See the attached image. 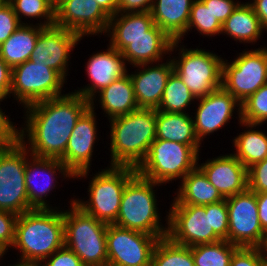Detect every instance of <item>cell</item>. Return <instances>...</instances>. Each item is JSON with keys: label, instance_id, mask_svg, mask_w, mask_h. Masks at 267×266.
<instances>
[{"label": "cell", "instance_id": "7402d4cb", "mask_svg": "<svg viewBox=\"0 0 267 266\" xmlns=\"http://www.w3.org/2000/svg\"><path fill=\"white\" fill-rule=\"evenodd\" d=\"M166 62L149 63L133 66L136 69L129 75L131 77L134 95L139 108L157 109L167 80L174 71L171 55ZM137 71V72H136Z\"/></svg>", "mask_w": 267, "mask_h": 266}, {"label": "cell", "instance_id": "bcb514c9", "mask_svg": "<svg viewBox=\"0 0 267 266\" xmlns=\"http://www.w3.org/2000/svg\"><path fill=\"white\" fill-rule=\"evenodd\" d=\"M154 0H118V13L150 12Z\"/></svg>", "mask_w": 267, "mask_h": 266}, {"label": "cell", "instance_id": "6f0895ef", "mask_svg": "<svg viewBox=\"0 0 267 266\" xmlns=\"http://www.w3.org/2000/svg\"><path fill=\"white\" fill-rule=\"evenodd\" d=\"M5 147V145L0 144V151Z\"/></svg>", "mask_w": 267, "mask_h": 266}, {"label": "cell", "instance_id": "6da1fadb", "mask_svg": "<svg viewBox=\"0 0 267 266\" xmlns=\"http://www.w3.org/2000/svg\"><path fill=\"white\" fill-rule=\"evenodd\" d=\"M89 107L90 101L73 91L29 105L24 108L19 141L33 156L61 159L78 119Z\"/></svg>", "mask_w": 267, "mask_h": 266}, {"label": "cell", "instance_id": "8992f818", "mask_svg": "<svg viewBox=\"0 0 267 266\" xmlns=\"http://www.w3.org/2000/svg\"><path fill=\"white\" fill-rule=\"evenodd\" d=\"M136 174L133 167L108 165L89 180V199L74 198V204L97 220L113 224L118 217L123 190Z\"/></svg>", "mask_w": 267, "mask_h": 266}, {"label": "cell", "instance_id": "c3c4849f", "mask_svg": "<svg viewBox=\"0 0 267 266\" xmlns=\"http://www.w3.org/2000/svg\"><path fill=\"white\" fill-rule=\"evenodd\" d=\"M258 217L262 230L267 231V192L256 193Z\"/></svg>", "mask_w": 267, "mask_h": 266}, {"label": "cell", "instance_id": "b9f144b4", "mask_svg": "<svg viewBox=\"0 0 267 266\" xmlns=\"http://www.w3.org/2000/svg\"><path fill=\"white\" fill-rule=\"evenodd\" d=\"M43 266H84L81 259L65 245L42 261Z\"/></svg>", "mask_w": 267, "mask_h": 266}, {"label": "cell", "instance_id": "7bdbcfd3", "mask_svg": "<svg viewBox=\"0 0 267 266\" xmlns=\"http://www.w3.org/2000/svg\"><path fill=\"white\" fill-rule=\"evenodd\" d=\"M7 98L0 96V105ZM9 117V118H8ZM19 140V128L11 121L10 116H7L0 107V144L9 146L15 144Z\"/></svg>", "mask_w": 267, "mask_h": 266}, {"label": "cell", "instance_id": "5bb4252c", "mask_svg": "<svg viewBox=\"0 0 267 266\" xmlns=\"http://www.w3.org/2000/svg\"><path fill=\"white\" fill-rule=\"evenodd\" d=\"M229 226L228 242L246 248H257L264 231L259 222L256 193L247 189L226 198Z\"/></svg>", "mask_w": 267, "mask_h": 266}, {"label": "cell", "instance_id": "603a6c76", "mask_svg": "<svg viewBox=\"0 0 267 266\" xmlns=\"http://www.w3.org/2000/svg\"><path fill=\"white\" fill-rule=\"evenodd\" d=\"M106 33L109 44L119 52L138 37H169L154 24L150 12L116 13L111 16Z\"/></svg>", "mask_w": 267, "mask_h": 266}, {"label": "cell", "instance_id": "f6af8a7d", "mask_svg": "<svg viewBox=\"0 0 267 266\" xmlns=\"http://www.w3.org/2000/svg\"><path fill=\"white\" fill-rule=\"evenodd\" d=\"M17 217L15 213L0 210V240L9 248L14 243Z\"/></svg>", "mask_w": 267, "mask_h": 266}, {"label": "cell", "instance_id": "8d00e7d4", "mask_svg": "<svg viewBox=\"0 0 267 266\" xmlns=\"http://www.w3.org/2000/svg\"><path fill=\"white\" fill-rule=\"evenodd\" d=\"M241 121L264 125L267 121V83L241 103Z\"/></svg>", "mask_w": 267, "mask_h": 266}, {"label": "cell", "instance_id": "d6986e66", "mask_svg": "<svg viewBox=\"0 0 267 266\" xmlns=\"http://www.w3.org/2000/svg\"><path fill=\"white\" fill-rule=\"evenodd\" d=\"M196 100L199 103L195 109L193 123L201 143L206 136H210L215 131L222 129L227 123L229 124L235 112L239 118L238 122L241 121V103L223 87Z\"/></svg>", "mask_w": 267, "mask_h": 266}, {"label": "cell", "instance_id": "d590c367", "mask_svg": "<svg viewBox=\"0 0 267 266\" xmlns=\"http://www.w3.org/2000/svg\"><path fill=\"white\" fill-rule=\"evenodd\" d=\"M195 28L200 34L205 37H214L221 35L222 24L214 17L210 8H207L201 0H194L191 6L187 31L185 35Z\"/></svg>", "mask_w": 267, "mask_h": 266}, {"label": "cell", "instance_id": "e0dca14e", "mask_svg": "<svg viewBox=\"0 0 267 266\" xmlns=\"http://www.w3.org/2000/svg\"><path fill=\"white\" fill-rule=\"evenodd\" d=\"M110 18L95 0H59L54 25L92 37L106 34Z\"/></svg>", "mask_w": 267, "mask_h": 266}, {"label": "cell", "instance_id": "484cf974", "mask_svg": "<svg viewBox=\"0 0 267 266\" xmlns=\"http://www.w3.org/2000/svg\"><path fill=\"white\" fill-rule=\"evenodd\" d=\"M179 184L172 204L204 206L224 200L198 167L190 171Z\"/></svg>", "mask_w": 267, "mask_h": 266}, {"label": "cell", "instance_id": "836d02e7", "mask_svg": "<svg viewBox=\"0 0 267 266\" xmlns=\"http://www.w3.org/2000/svg\"><path fill=\"white\" fill-rule=\"evenodd\" d=\"M150 266H195L192 250L172 242L168 237L157 242Z\"/></svg>", "mask_w": 267, "mask_h": 266}, {"label": "cell", "instance_id": "db71d44e", "mask_svg": "<svg viewBox=\"0 0 267 266\" xmlns=\"http://www.w3.org/2000/svg\"><path fill=\"white\" fill-rule=\"evenodd\" d=\"M9 247L0 240V260L3 258V256L8 252Z\"/></svg>", "mask_w": 267, "mask_h": 266}, {"label": "cell", "instance_id": "7a4b0ae2", "mask_svg": "<svg viewBox=\"0 0 267 266\" xmlns=\"http://www.w3.org/2000/svg\"><path fill=\"white\" fill-rule=\"evenodd\" d=\"M64 246L63 209H33L18 215L11 249L18 258L42 262Z\"/></svg>", "mask_w": 267, "mask_h": 266}, {"label": "cell", "instance_id": "ffe728a7", "mask_svg": "<svg viewBox=\"0 0 267 266\" xmlns=\"http://www.w3.org/2000/svg\"><path fill=\"white\" fill-rule=\"evenodd\" d=\"M126 60L122 53L114 49L110 44L107 50L93 53L85 64L86 73L90 80L83 88L74 90V93L81 95L90 101L95 95L105 87L109 86L114 80L123 77L128 73ZM92 82V83H91Z\"/></svg>", "mask_w": 267, "mask_h": 266}, {"label": "cell", "instance_id": "f35d334b", "mask_svg": "<svg viewBox=\"0 0 267 266\" xmlns=\"http://www.w3.org/2000/svg\"><path fill=\"white\" fill-rule=\"evenodd\" d=\"M21 25L12 6L5 0L0 5V45Z\"/></svg>", "mask_w": 267, "mask_h": 266}, {"label": "cell", "instance_id": "f907efd6", "mask_svg": "<svg viewBox=\"0 0 267 266\" xmlns=\"http://www.w3.org/2000/svg\"><path fill=\"white\" fill-rule=\"evenodd\" d=\"M95 1L110 17L118 13V0H95Z\"/></svg>", "mask_w": 267, "mask_h": 266}, {"label": "cell", "instance_id": "ee69618b", "mask_svg": "<svg viewBox=\"0 0 267 266\" xmlns=\"http://www.w3.org/2000/svg\"><path fill=\"white\" fill-rule=\"evenodd\" d=\"M214 17L223 24L226 19L233 13L237 6L241 3L235 0H201Z\"/></svg>", "mask_w": 267, "mask_h": 266}, {"label": "cell", "instance_id": "681fc988", "mask_svg": "<svg viewBox=\"0 0 267 266\" xmlns=\"http://www.w3.org/2000/svg\"><path fill=\"white\" fill-rule=\"evenodd\" d=\"M248 3L259 18L261 27L267 32V0H250Z\"/></svg>", "mask_w": 267, "mask_h": 266}, {"label": "cell", "instance_id": "4dcf8cb0", "mask_svg": "<svg viewBox=\"0 0 267 266\" xmlns=\"http://www.w3.org/2000/svg\"><path fill=\"white\" fill-rule=\"evenodd\" d=\"M172 43L170 37H138L130 40L121 53L127 65L158 63L169 55Z\"/></svg>", "mask_w": 267, "mask_h": 266}, {"label": "cell", "instance_id": "7dc6e473", "mask_svg": "<svg viewBox=\"0 0 267 266\" xmlns=\"http://www.w3.org/2000/svg\"><path fill=\"white\" fill-rule=\"evenodd\" d=\"M12 68L0 56V96L10 98Z\"/></svg>", "mask_w": 267, "mask_h": 266}, {"label": "cell", "instance_id": "3957f363", "mask_svg": "<svg viewBox=\"0 0 267 266\" xmlns=\"http://www.w3.org/2000/svg\"><path fill=\"white\" fill-rule=\"evenodd\" d=\"M109 123L110 166L137 168L156 139V109L139 108Z\"/></svg>", "mask_w": 267, "mask_h": 266}, {"label": "cell", "instance_id": "f546056e", "mask_svg": "<svg viewBox=\"0 0 267 266\" xmlns=\"http://www.w3.org/2000/svg\"><path fill=\"white\" fill-rule=\"evenodd\" d=\"M239 124L246 130L233 138L232 146L236 151H233L232 154L248 169L253 164L267 158V134L258 129L263 125L243 121H239Z\"/></svg>", "mask_w": 267, "mask_h": 266}, {"label": "cell", "instance_id": "60d3db41", "mask_svg": "<svg viewBox=\"0 0 267 266\" xmlns=\"http://www.w3.org/2000/svg\"><path fill=\"white\" fill-rule=\"evenodd\" d=\"M258 248L239 247L232 255L230 266H265Z\"/></svg>", "mask_w": 267, "mask_h": 266}, {"label": "cell", "instance_id": "30bf717a", "mask_svg": "<svg viewBox=\"0 0 267 266\" xmlns=\"http://www.w3.org/2000/svg\"><path fill=\"white\" fill-rule=\"evenodd\" d=\"M228 61L223 59L222 87L240 103L267 83V57L261 47L244 49Z\"/></svg>", "mask_w": 267, "mask_h": 266}, {"label": "cell", "instance_id": "f1b7e54d", "mask_svg": "<svg viewBox=\"0 0 267 266\" xmlns=\"http://www.w3.org/2000/svg\"><path fill=\"white\" fill-rule=\"evenodd\" d=\"M44 27L37 24H21L17 30L0 45V56L11 68L29 60Z\"/></svg>", "mask_w": 267, "mask_h": 266}, {"label": "cell", "instance_id": "2e32d148", "mask_svg": "<svg viewBox=\"0 0 267 266\" xmlns=\"http://www.w3.org/2000/svg\"><path fill=\"white\" fill-rule=\"evenodd\" d=\"M95 103L78 119L60 161L72 172L74 179L87 178L92 167V157L96 140H99Z\"/></svg>", "mask_w": 267, "mask_h": 266}, {"label": "cell", "instance_id": "8fae6325", "mask_svg": "<svg viewBox=\"0 0 267 266\" xmlns=\"http://www.w3.org/2000/svg\"><path fill=\"white\" fill-rule=\"evenodd\" d=\"M26 147L18 140L0 151V210L17 215L33 210L25 185Z\"/></svg>", "mask_w": 267, "mask_h": 266}, {"label": "cell", "instance_id": "5b68a950", "mask_svg": "<svg viewBox=\"0 0 267 266\" xmlns=\"http://www.w3.org/2000/svg\"><path fill=\"white\" fill-rule=\"evenodd\" d=\"M63 210L64 245L79 256L84 266H107V223L83 212L70 199Z\"/></svg>", "mask_w": 267, "mask_h": 266}, {"label": "cell", "instance_id": "4316f807", "mask_svg": "<svg viewBox=\"0 0 267 266\" xmlns=\"http://www.w3.org/2000/svg\"><path fill=\"white\" fill-rule=\"evenodd\" d=\"M265 30L252 6L248 2L240 3L222 24L221 34L240 43L256 44ZM263 33V34H262Z\"/></svg>", "mask_w": 267, "mask_h": 266}, {"label": "cell", "instance_id": "52a82bcc", "mask_svg": "<svg viewBox=\"0 0 267 266\" xmlns=\"http://www.w3.org/2000/svg\"><path fill=\"white\" fill-rule=\"evenodd\" d=\"M200 150V146L156 138L145 159L136 168V173L161 185L178 179L181 181L197 167Z\"/></svg>", "mask_w": 267, "mask_h": 266}, {"label": "cell", "instance_id": "74e56055", "mask_svg": "<svg viewBox=\"0 0 267 266\" xmlns=\"http://www.w3.org/2000/svg\"><path fill=\"white\" fill-rule=\"evenodd\" d=\"M205 211H210L211 227L214 233L221 240L228 241L229 217L226 199L205 205Z\"/></svg>", "mask_w": 267, "mask_h": 266}, {"label": "cell", "instance_id": "ac0fdd59", "mask_svg": "<svg viewBox=\"0 0 267 266\" xmlns=\"http://www.w3.org/2000/svg\"><path fill=\"white\" fill-rule=\"evenodd\" d=\"M83 38L73 32L58 26L44 27L32 51L30 60L56 70L67 79L71 51Z\"/></svg>", "mask_w": 267, "mask_h": 266}, {"label": "cell", "instance_id": "4fadbf2b", "mask_svg": "<svg viewBox=\"0 0 267 266\" xmlns=\"http://www.w3.org/2000/svg\"><path fill=\"white\" fill-rule=\"evenodd\" d=\"M168 211L167 237L172 242L192 247L221 240L211 227L205 205L171 204Z\"/></svg>", "mask_w": 267, "mask_h": 266}, {"label": "cell", "instance_id": "ba28073f", "mask_svg": "<svg viewBox=\"0 0 267 266\" xmlns=\"http://www.w3.org/2000/svg\"><path fill=\"white\" fill-rule=\"evenodd\" d=\"M180 41H173L170 54L179 51L178 56H172L174 72L182 79L193 96L197 99L212 93L222 87L223 58L213 51L202 48H186ZM180 46V47H179ZM179 49H178V48Z\"/></svg>", "mask_w": 267, "mask_h": 266}, {"label": "cell", "instance_id": "9f6ffc18", "mask_svg": "<svg viewBox=\"0 0 267 266\" xmlns=\"http://www.w3.org/2000/svg\"><path fill=\"white\" fill-rule=\"evenodd\" d=\"M267 46H263L261 49L264 51V53H265V55H266V57H267V48H266Z\"/></svg>", "mask_w": 267, "mask_h": 266}, {"label": "cell", "instance_id": "f5cc1de1", "mask_svg": "<svg viewBox=\"0 0 267 266\" xmlns=\"http://www.w3.org/2000/svg\"><path fill=\"white\" fill-rule=\"evenodd\" d=\"M17 260L19 261L15 262L16 264H12V265L10 264L7 266H43L42 262H39V261H25V260H20V259H17Z\"/></svg>", "mask_w": 267, "mask_h": 266}, {"label": "cell", "instance_id": "83f0119b", "mask_svg": "<svg viewBox=\"0 0 267 266\" xmlns=\"http://www.w3.org/2000/svg\"><path fill=\"white\" fill-rule=\"evenodd\" d=\"M188 113H168L156 110V138L189 146H201Z\"/></svg>", "mask_w": 267, "mask_h": 266}, {"label": "cell", "instance_id": "d6a6232c", "mask_svg": "<svg viewBox=\"0 0 267 266\" xmlns=\"http://www.w3.org/2000/svg\"><path fill=\"white\" fill-rule=\"evenodd\" d=\"M190 248L195 266H230L231 257L239 247L227 240H220Z\"/></svg>", "mask_w": 267, "mask_h": 266}, {"label": "cell", "instance_id": "7c38bea8", "mask_svg": "<svg viewBox=\"0 0 267 266\" xmlns=\"http://www.w3.org/2000/svg\"><path fill=\"white\" fill-rule=\"evenodd\" d=\"M159 239L144 232L108 224L107 266H150Z\"/></svg>", "mask_w": 267, "mask_h": 266}, {"label": "cell", "instance_id": "d4e9b609", "mask_svg": "<svg viewBox=\"0 0 267 266\" xmlns=\"http://www.w3.org/2000/svg\"><path fill=\"white\" fill-rule=\"evenodd\" d=\"M97 94L98 95H95L90 102L95 101L96 103L98 100L99 105H101L100 108H102L104 111L103 114L108 117V120L139 109L129 73L114 80L109 86L105 87Z\"/></svg>", "mask_w": 267, "mask_h": 266}, {"label": "cell", "instance_id": "ab89813d", "mask_svg": "<svg viewBox=\"0 0 267 266\" xmlns=\"http://www.w3.org/2000/svg\"><path fill=\"white\" fill-rule=\"evenodd\" d=\"M248 189L255 193L267 192V158L248 168Z\"/></svg>", "mask_w": 267, "mask_h": 266}, {"label": "cell", "instance_id": "1f68e13d", "mask_svg": "<svg viewBox=\"0 0 267 266\" xmlns=\"http://www.w3.org/2000/svg\"><path fill=\"white\" fill-rule=\"evenodd\" d=\"M196 98L174 71L169 76L161 102L156 110L168 113H186ZM193 101V102H192Z\"/></svg>", "mask_w": 267, "mask_h": 266}, {"label": "cell", "instance_id": "816d5d0a", "mask_svg": "<svg viewBox=\"0 0 267 266\" xmlns=\"http://www.w3.org/2000/svg\"><path fill=\"white\" fill-rule=\"evenodd\" d=\"M257 248L259 249L264 262L267 264V231L264 232L261 243Z\"/></svg>", "mask_w": 267, "mask_h": 266}, {"label": "cell", "instance_id": "277c9868", "mask_svg": "<svg viewBox=\"0 0 267 266\" xmlns=\"http://www.w3.org/2000/svg\"><path fill=\"white\" fill-rule=\"evenodd\" d=\"M161 184L136 174L125 186L118 217L113 223L117 226L165 238L168 233V214L166 226L162 221L157 203V190Z\"/></svg>", "mask_w": 267, "mask_h": 266}, {"label": "cell", "instance_id": "9c48e42d", "mask_svg": "<svg viewBox=\"0 0 267 266\" xmlns=\"http://www.w3.org/2000/svg\"><path fill=\"white\" fill-rule=\"evenodd\" d=\"M67 82L56 70L27 60L12 68L10 98L23 108L34 103L64 95ZM12 94V95H11Z\"/></svg>", "mask_w": 267, "mask_h": 266}, {"label": "cell", "instance_id": "44dd1931", "mask_svg": "<svg viewBox=\"0 0 267 266\" xmlns=\"http://www.w3.org/2000/svg\"><path fill=\"white\" fill-rule=\"evenodd\" d=\"M220 155L197 167L226 199L248 189V169L232 153Z\"/></svg>", "mask_w": 267, "mask_h": 266}, {"label": "cell", "instance_id": "9a60e30c", "mask_svg": "<svg viewBox=\"0 0 267 266\" xmlns=\"http://www.w3.org/2000/svg\"><path fill=\"white\" fill-rule=\"evenodd\" d=\"M56 173H61L62 180H74V175L60 159L36 157L26 148L25 185L28 202L33 209H62L51 206L50 201L46 200L48 194L52 193L50 191L57 187L56 178L61 177Z\"/></svg>", "mask_w": 267, "mask_h": 266}, {"label": "cell", "instance_id": "cb8c5ba5", "mask_svg": "<svg viewBox=\"0 0 267 266\" xmlns=\"http://www.w3.org/2000/svg\"><path fill=\"white\" fill-rule=\"evenodd\" d=\"M194 0H154L150 10L154 24L173 41L184 40Z\"/></svg>", "mask_w": 267, "mask_h": 266}, {"label": "cell", "instance_id": "e575fe53", "mask_svg": "<svg viewBox=\"0 0 267 266\" xmlns=\"http://www.w3.org/2000/svg\"><path fill=\"white\" fill-rule=\"evenodd\" d=\"M13 8L16 16L21 24H33L25 23L22 21L23 17L28 19H34L40 23H36L42 27H50L55 24V6L48 0H6ZM23 16V17H22Z\"/></svg>", "mask_w": 267, "mask_h": 266}, {"label": "cell", "instance_id": "11a10c76", "mask_svg": "<svg viewBox=\"0 0 267 266\" xmlns=\"http://www.w3.org/2000/svg\"><path fill=\"white\" fill-rule=\"evenodd\" d=\"M48 1H50L54 6L58 4V0H48Z\"/></svg>", "mask_w": 267, "mask_h": 266}]
</instances>
